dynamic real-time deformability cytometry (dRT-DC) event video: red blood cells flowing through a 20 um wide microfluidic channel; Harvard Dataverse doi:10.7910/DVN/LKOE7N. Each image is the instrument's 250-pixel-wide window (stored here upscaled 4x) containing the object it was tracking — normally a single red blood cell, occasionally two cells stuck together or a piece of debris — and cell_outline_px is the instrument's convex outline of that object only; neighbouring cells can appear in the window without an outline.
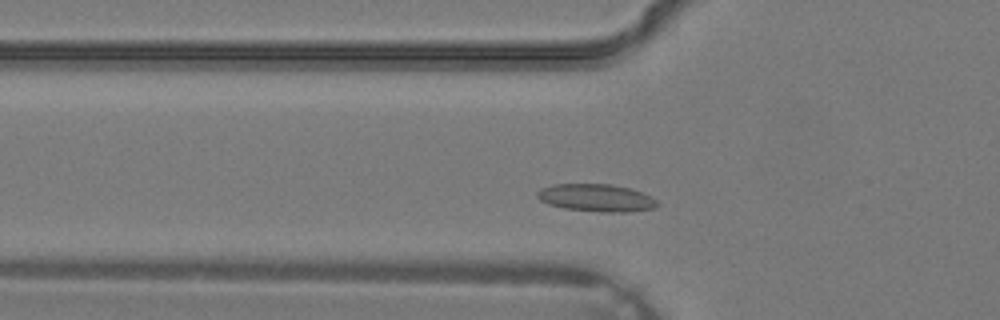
{"species": "common noctule bat (a hibernating species)", "species_latin": "Nyctalus noctula", "temperature_condition": "warm", "stored_images_in_passage": 30, "camera_frame_rate_fps": 3000, "um_per_image_px": 0.085, "animal": {"sex": "male", "body_mass_g": 19.2, "forearm_length_mm": 51.8}, "frame": {"image": 1, "passage_image": 5, "time_ms": 1.333, "image_size_px": [1000, 320], "cell_outline_px": [[660, 204], [656, 208], [628, 212], [600, 212], [564, 208], [548, 204], [540, 200], [536, 196], [536, 192], [540, 188], [552, 184], [612, 184], [628, 188], [640, 192], [656, 200]], "centroid_in_image_um": [50.65, 16.82], "position_along_channel_um": 75.1, "area_um2": 19.31}}
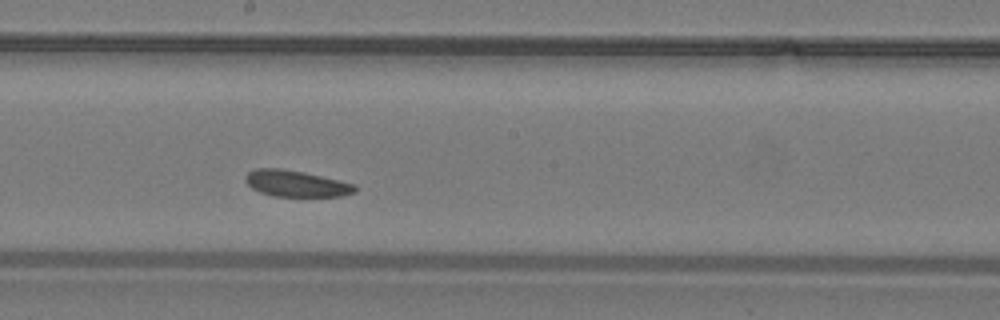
{"frame": {"image": 2, "passage_image": 13, "time_ms": 4.0, "image_size_px": [1000, 320], "cell_outline_px": [[356, 192], [340, 196], [272, 196], [260, 192], [252, 188], [244, 180], [244, 176], [248, 172], [256, 168], [280, 168], [320, 176], [356, 184]], "centroid_in_image_um": [25.14, 15.6], "position_along_channel_um": 223.1, "area_um2": 16.65}}
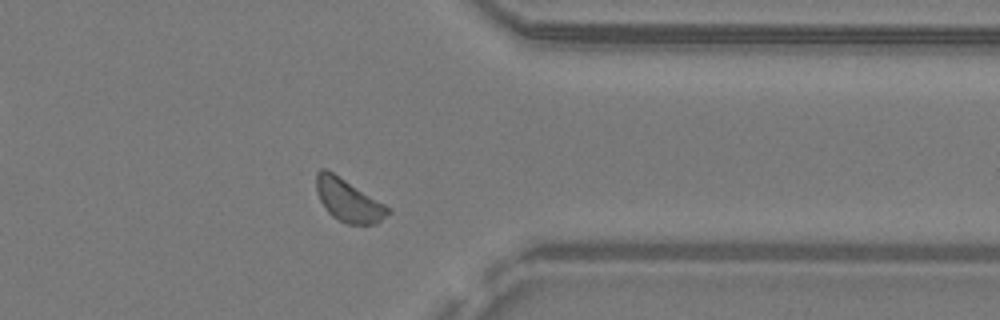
{"frame": {"image": 3, "passage_image": 22, "time_ms": 7.0, "image_size_px": [1000, 320], "cell_outline_px": [[392, 212], [376, 224], [348, 224], [332, 216], [328, 212], [320, 200], [316, 192], [316, 172], [320, 168], [324, 168], [332, 172], [392, 208]], "centroid_in_image_um": [29.63, 17.03], "position_along_channel_um": 381.8, "area_um2": 17.74}}